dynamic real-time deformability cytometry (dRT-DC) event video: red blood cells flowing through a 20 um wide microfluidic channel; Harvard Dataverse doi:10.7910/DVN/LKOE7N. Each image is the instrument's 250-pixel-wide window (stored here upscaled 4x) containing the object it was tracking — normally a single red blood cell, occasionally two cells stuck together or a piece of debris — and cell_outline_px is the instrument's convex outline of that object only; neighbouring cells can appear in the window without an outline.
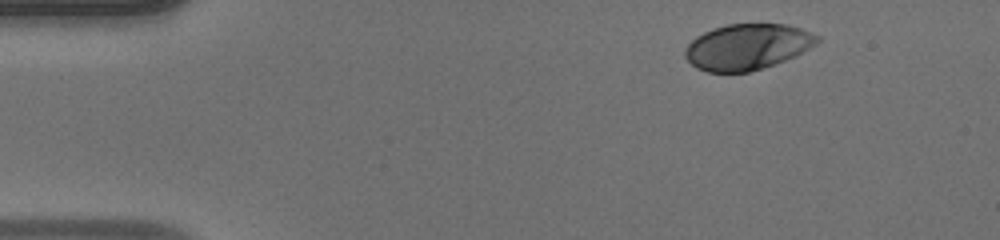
{"species": "human", "species_latin": "Homo sapiens", "temperature_condition": "warm", "stored_images_in_passage": 44, "camera_frame_rate_fps": 3000, "um_per_image_px": 0.085, "donor": {"sex": "male"}, "frame": {"image": 1, "passage_image": 1, "time_ms": 0.0, "image_size_px": [1000, 240], "cell_outline_px": [[820, 40], [816, 44], [796, 56], [748, 72], [708, 72], [696, 68], [684, 56], [684, 48], [696, 36], [712, 28], [728, 24], [788, 24], [800, 28], [820, 36]], "centroid_in_image_um": [63.51, 3.97], "position_along_channel_um": 21.5, "area_um2": 35.26}}
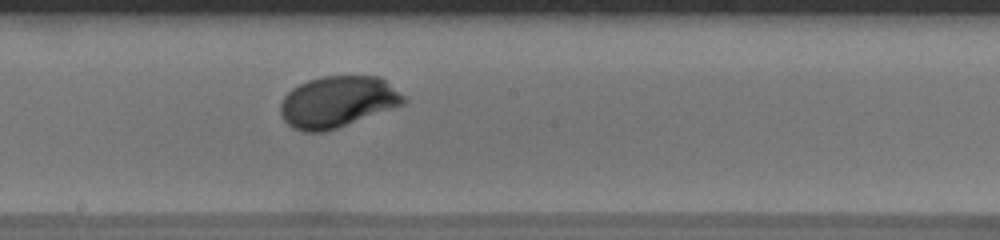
{"frame": {"image": 2, "passage_image": 22, "time_ms": 7.0, "image_size_px": [1000, 240], "cell_outline_px": [[408, 100], [404, 104], [336, 128], [324, 132], [304, 132], [292, 128], [284, 120], [280, 112], [280, 104], [284, 96], [292, 88], [308, 80], [320, 76], [380, 76], [404, 96]], "centroid_in_image_um": [28.67, 8.65], "position_along_channel_um": 219.5, "area_um2": 36.7}}
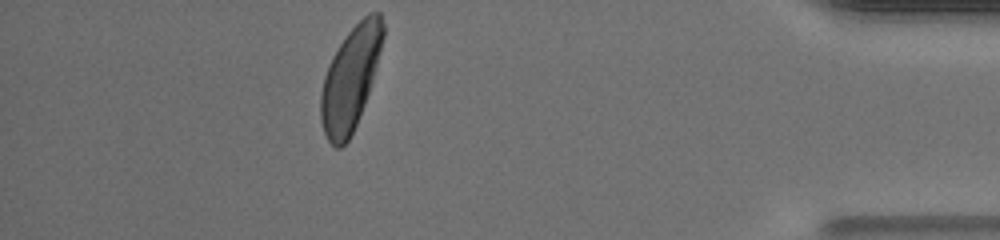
{"frame": {"image": 3, "passage_image": 39, "time_ms": 12.667, "image_size_px": [1000, 240], "cell_outline_px": [[384, 36], [372, 80], [364, 104], [356, 124], [348, 140], [340, 148], [336, 148], [328, 140], [324, 132], [320, 120], [320, 92], [324, 76], [328, 64], [332, 56], [348, 32], [368, 12], [380, 12], [384, 24]], "centroid_in_image_um": [29.77, 6.66], "position_along_channel_um": 405.4, "area_um2": 37.05}, "authors_computed_cell_mechanics": {"area_um2": 36.4718, "velocity_mm_per_s": 4.1103, "shape_relaxation_time_tau1_ms": 1.8776, "shape_relaxation_time_tau2_ms": null, "deformation_change_tau1": 0.1435, "deformation_change_tau2": null}}